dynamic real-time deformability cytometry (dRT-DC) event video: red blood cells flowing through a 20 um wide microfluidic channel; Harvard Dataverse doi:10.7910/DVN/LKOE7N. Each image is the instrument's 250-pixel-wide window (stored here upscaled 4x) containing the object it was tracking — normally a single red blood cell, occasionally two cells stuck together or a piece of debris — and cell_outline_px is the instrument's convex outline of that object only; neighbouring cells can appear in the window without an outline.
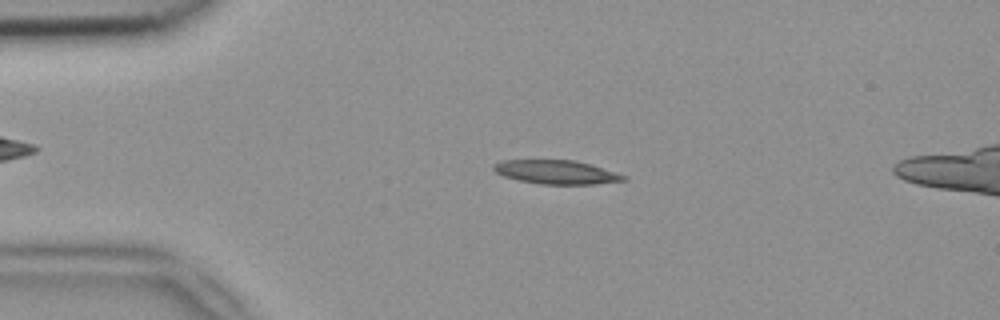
{"species": "common noctule bat (a hibernating species)", "species_latin": "Nyctalus noctula", "temperature_condition": "room temperature", "stored_images_in_passage": 52, "segment_of_instrument_passage": [1, 2], "camera_frame_rate_fps": 3000, "um_per_image_px": 0.085, "animal": {"sex": "female", "body_mass_g": 18.4}, "frame": {"image": 1, "passage_image": 11, "time_ms": 3.333, "image_size_px": [1000, 320], "cell_outline_px": [[628, 180], [592, 184], [540, 184], [520, 180], [504, 176], [496, 172], [492, 168], [492, 164], [500, 160], [572, 160], [592, 164], [628, 176]], "centroid_in_image_um": [47.3, 14.62], "position_along_channel_um": 37.7, "area_um2": 18.09}}
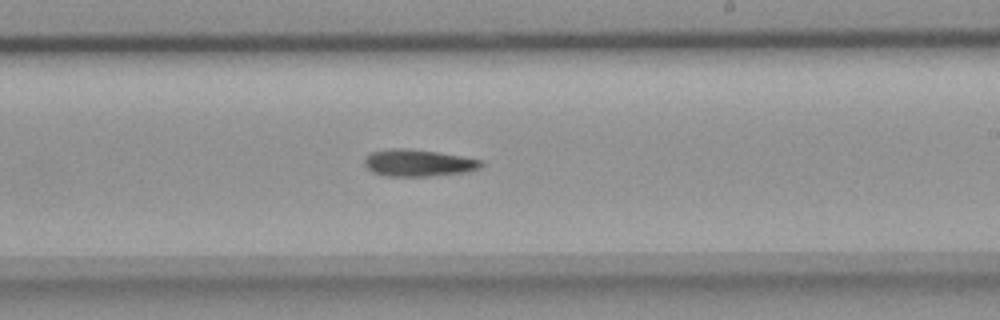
{"frame": {"image": 2, "passage_image": 30, "time_ms": 9.667, "image_size_px": [1000, 320], "cell_outline_px": [[484, 164], [476, 168], [464, 172], [428, 176], [388, 176], [372, 172], [364, 164], [364, 156], [372, 152], [392, 148], [408, 148], [436, 152], [484, 160]], "centroid_in_image_um": [35.51, 13.84], "position_along_channel_um": 253.5, "area_um2": 18.15}}
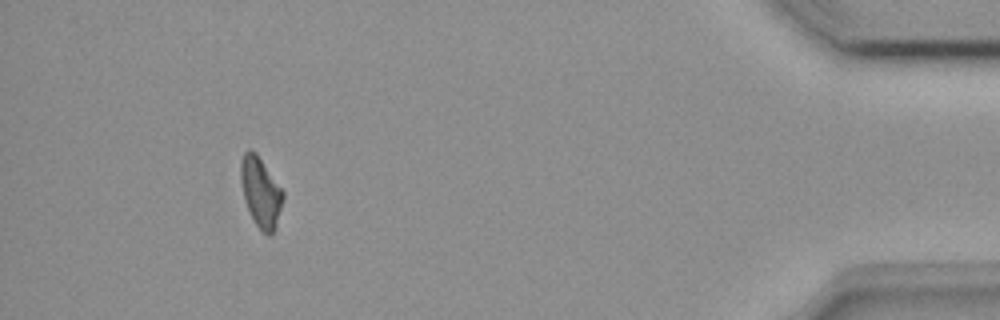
{"frame": {"image": 3, "passage_image": 47, "time_ms": 15.333, "image_size_px": [1000, 320], "cell_outline_px": [[284, 196], [276, 228], [268, 236], [260, 232], [244, 200], [240, 180], [240, 160], [244, 152], [248, 148], [256, 152], [284, 192]], "centroid_in_image_um": [22.15, 16.32], "position_along_channel_um": 413.1, "area_um2": 17.34}}